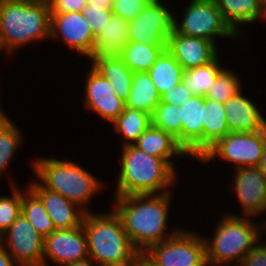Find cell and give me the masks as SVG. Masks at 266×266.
I'll return each mask as SVG.
<instances>
[{"label": "cell", "instance_id": "6da1fadb", "mask_svg": "<svg viewBox=\"0 0 266 266\" xmlns=\"http://www.w3.org/2000/svg\"><path fill=\"white\" fill-rule=\"evenodd\" d=\"M169 193L128 195L116 197L115 213L132 246L144 253L150 246L158 244L176 234L163 237L168 219Z\"/></svg>", "mask_w": 266, "mask_h": 266}, {"label": "cell", "instance_id": "7a4b0ae2", "mask_svg": "<svg viewBox=\"0 0 266 266\" xmlns=\"http://www.w3.org/2000/svg\"><path fill=\"white\" fill-rule=\"evenodd\" d=\"M116 197L156 194L172 186L175 170L165 159L150 156L134 145H123Z\"/></svg>", "mask_w": 266, "mask_h": 266}, {"label": "cell", "instance_id": "3957f363", "mask_svg": "<svg viewBox=\"0 0 266 266\" xmlns=\"http://www.w3.org/2000/svg\"><path fill=\"white\" fill-rule=\"evenodd\" d=\"M88 255L99 266L132 260L139 252L132 246L120 217L114 212L85 213L82 221Z\"/></svg>", "mask_w": 266, "mask_h": 266}, {"label": "cell", "instance_id": "277c9868", "mask_svg": "<svg viewBox=\"0 0 266 266\" xmlns=\"http://www.w3.org/2000/svg\"><path fill=\"white\" fill-rule=\"evenodd\" d=\"M50 37L47 0L37 3L0 0V41L12 51L15 47Z\"/></svg>", "mask_w": 266, "mask_h": 266}, {"label": "cell", "instance_id": "5b68a950", "mask_svg": "<svg viewBox=\"0 0 266 266\" xmlns=\"http://www.w3.org/2000/svg\"><path fill=\"white\" fill-rule=\"evenodd\" d=\"M33 165L44 188L61 194L79 207L100 189V181L73 162L44 158Z\"/></svg>", "mask_w": 266, "mask_h": 266}, {"label": "cell", "instance_id": "8992f818", "mask_svg": "<svg viewBox=\"0 0 266 266\" xmlns=\"http://www.w3.org/2000/svg\"><path fill=\"white\" fill-rule=\"evenodd\" d=\"M247 219L248 217L235 215H228L222 219L212 243L205 241L208 266H218L222 263L227 265L234 259L242 263L260 238L257 225Z\"/></svg>", "mask_w": 266, "mask_h": 266}, {"label": "cell", "instance_id": "52a82bcc", "mask_svg": "<svg viewBox=\"0 0 266 266\" xmlns=\"http://www.w3.org/2000/svg\"><path fill=\"white\" fill-rule=\"evenodd\" d=\"M143 255L154 266H208L205 239L188 231L150 246Z\"/></svg>", "mask_w": 266, "mask_h": 266}, {"label": "cell", "instance_id": "ba28073f", "mask_svg": "<svg viewBox=\"0 0 266 266\" xmlns=\"http://www.w3.org/2000/svg\"><path fill=\"white\" fill-rule=\"evenodd\" d=\"M266 151V127L256 132H230L200 159L209 161L217 155L234 162L237 168L258 166Z\"/></svg>", "mask_w": 266, "mask_h": 266}, {"label": "cell", "instance_id": "9c48e42d", "mask_svg": "<svg viewBox=\"0 0 266 266\" xmlns=\"http://www.w3.org/2000/svg\"><path fill=\"white\" fill-rule=\"evenodd\" d=\"M183 15L180 26L174 17L173 29L179 34L212 42L216 35H237L223 19L215 0H192Z\"/></svg>", "mask_w": 266, "mask_h": 266}, {"label": "cell", "instance_id": "30bf717a", "mask_svg": "<svg viewBox=\"0 0 266 266\" xmlns=\"http://www.w3.org/2000/svg\"><path fill=\"white\" fill-rule=\"evenodd\" d=\"M173 26L174 16L165 5L149 3L129 21L128 40L151 46H167Z\"/></svg>", "mask_w": 266, "mask_h": 266}, {"label": "cell", "instance_id": "8fae6325", "mask_svg": "<svg viewBox=\"0 0 266 266\" xmlns=\"http://www.w3.org/2000/svg\"><path fill=\"white\" fill-rule=\"evenodd\" d=\"M5 238L15 262L21 266H45L44 237L22 214L0 236V243Z\"/></svg>", "mask_w": 266, "mask_h": 266}, {"label": "cell", "instance_id": "7c38bea8", "mask_svg": "<svg viewBox=\"0 0 266 266\" xmlns=\"http://www.w3.org/2000/svg\"><path fill=\"white\" fill-rule=\"evenodd\" d=\"M43 256L63 266L89 257L83 225L73 229H57L44 238Z\"/></svg>", "mask_w": 266, "mask_h": 266}, {"label": "cell", "instance_id": "4fadbf2b", "mask_svg": "<svg viewBox=\"0 0 266 266\" xmlns=\"http://www.w3.org/2000/svg\"><path fill=\"white\" fill-rule=\"evenodd\" d=\"M62 35L64 42L87 57L93 52L95 36L81 12L50 15V37Z\"/></svg>", "mask_w": 266, "mask_h": 266}, {"label": "cell", "instance_id": "5bb4252c", "mask_svg": "<svg viewBox=\"0 0 266 266\" xmlns=\"http://www.w3.org/2000/svg\"><path fill=\"white\" fill-rule=\"evenodd\" d=\"M214 42L177 33L174 29L169 36L167 50L182 66L183 70L206 65L217 57Z\"/></svg>", "mask_w": 266, "mask_h": 266}, {"label": "cell", "instance_id": "9a60e30c", "mask_svg": "<svg viewBox=\"0 0 266 266\" xmlns=\"http://www.w3.org/2000/svg\"><path fill=\"white\" fill-rule=\"evenodd\" d=\"M86 83L85 103L88 108L113 122L125 108V102L116 94L111 83L93 67Z\"/></svg>", "mask_w": 266, "mask_h": 266}, {"label": "cell", "instance_id": "2e32d148", "mask_svg": "<svg viewBox=\"0 0 266 266\" xmlns=\"http://www.w3.org/2000/svg\"><path fill=\"white\" fill-rule=\"evenodd\" d=\"M235 184L245 217L266 210V176L257 166L237 168Z\"/></svg>", "mask_w": 266, "mask_h": 266}, {"label": "cell", "instance_id": "e0dca14e", "mask_svg": "<svg viewBox=\"0 0 266 266\" xmlns=\"http://www.w3.org/2000/svg\"><path fill=\"white\" fill-rule=\"evenodd\" d=\"M181 146L188 155L203 157L204 96L193 95L181 105Z\"/></svg>", "mask_w": 266, "mask_h": 266}, {"label": "cell", "instance_id": "ac0fdd59", "mask_svg": "<svg viewBox=\"0 0 266 266\" xmlns=\"http://www.w3.org/2000/svg\"><path fill=\"white\" fill-rule=\"evenodd\" d=\"M29 188L42 200L56 230L73 229L82 225L86 210L82 208L76 212V204L39 183H32Z\"/></svg>", "mask_w": 266, "mask_h": 266}, {"label": "cell", "instance_id": "d6986e66", "mask_svg": "<svg viewBox=\"0 0 266 266\" xmlns=\"http://www.w3.org/2000/svg\"><path fill=\"white\" fill-rule=\"evenodd\" d=\"M230 132H256L266 127V121L256 105L241 92L224 103Z\"/></svg>", "mask_w": 266, "mask_h": 266}, {"label": "cell", "instance_id": "ffe728a7", "mask_svg": "<svg viewBox=\"0 0 266 266\" xmlns=\"http://www.w3.org/2000/svg\"><path fill=\"white\" fill-rule=\"evenodd\" d=\"M91 60L93 68L111 83L118 97L126 102L131 91L134 72L118 54L96 56Z\"/></svg>", "mask_w": 266, "mask_h": 266}, {"label": "cell", "instance_id": "44dd1931", "mask_svg": "<svg viewBox=\"0 0 266 266\" xmlns=\"http://www.w3.org/2000/svg\"><path fill=\"white\" fill-rule=\"evenodd\" d=\"M139 150L146 152L150 156L165 159L172 167L173 163L169 158L174 155L188 154L171 134L154 127L152 124L133 144Z\"/></svg>", "mask_w": 266, "mask_h": 266}, {"label": "cell", "instance_id": "7402d4cb", "mask_svg": "<svg viewBox=\"0 0 266 266\" xmlns=\"http://www.w3.org/2000/svg\"><path fill=\"white\" fill-rule=\"evenodd\" d=\"M128 34L129 21L112 14L103 31L95 38L93 52L89 58L119 54L129 43Z\"/></svg>", "mask_w": 266, "mask_h": 266}, {"label": "cell", "instance_id": "603a6c76", "mask_svg": "<svg viewBox=\"0 0 266 266\" xmlns=\"http://www.w3.org/2000/svg\"><path fill=\"white\" fill-rule=\"evenodd\" d=\"M223 19L237 34L240 23H252L266 12L260 0H215Z\"/></svg>", "mask_w": 266, "mask_h": 266}, {"label": "cell", "instance_id": "cb8c5ba5", "mask_svg": "<svg viewBox=\"0 0 266 266\" xmlns=\"http://www.w3.org/2000/svg\"><path fill=\"white\" fill-rule=\"evenodd\" d=\"M159 103L160 95L148 72L133 73L131 91L125 107L141 110L152 116Z\"/></svg>", "mask_w": 266, "mask_h": 266}, {"label": "cell", "instance_id": "d4e9b609", "mask_svg": "<svg viewBox=\"0 0 266 266\" xmlns=\"http://www.w3.org/2000/svg\"><path fill=\"white\" fill-rule=\"evenodd\" d=\"M228 133L230 130L226 121L224 104L204 96L203 156Z\"/></svg>", "mask_w": 266, "mask_h": 266}, {"label": "cell", "instance_id": "484cf974", "mask_svg": "<svg viewBox=\"0 0 266 266\" xmlns=\"http://www.w3.org/2000/svg\"><path fill=\"white\" fill-rule=\"evenodd\" d=\"M158 94L161 96L166 90L182 82L184 70L173 55L165 49L148 71Z\"/></svg>", "mask_w": 266, "mask_h": 266}, {"label": "cell", "instance_id": "4316f807", "mask_svg": "<svg viewBox=\"0 0 266 266\" xmlns=\"http://www.w3.org/2000/svg\"><path fill=\"white\" fill-rule=\"evenodd\" d=\"M167 46L129 42L118 54L123 62L135 72H148Z\"/></svg>", "mask_w": 266, "mask_h": 266}, {"label": "cell", "instance_id": "83f0119b", "mask_svg": "<svg viewBox=\"0 0 266 266\" xmlns=\"http://www.w3.org/2000/svg\"><path fill=\"white\" fill-rule=\"evenodd\" d=\"M116 133L122 134L127 142L133 145L145 130L152 124L151 115L136 109L124 108V111L113 121ZM132 141V142H131Z\"/></svg>", "mask_w": 266, "mask_h": 266}, {"label": "cell", "instance_id": "f1b7e54d", "mask_svg": "<svg viewBox=\"0 0 266 266\" xmlns=\"http://www.w3.org/2000/svg\"><path fill=\"white\" fill-rule=\"evenodd\" d=\"M223 70L217 56L206 65L184 70L182 82L194 95L205 96Z\"/></svg>", "mask_w": 266, "mask_h": 266}, {"label": "cell", "instance_id": "f546056e", "mask_svg": "<svg viewBox=\"0 0 266 266\" xmlns=\"http://www.w3.org/2000/svg\"><path fill=\"white\" fill-rule=\"evenodd\" d=\"M21 214L44 238L56 230L42 200L30 188L28 189L27 198L22 195Z\"/></svg>", "mask_w": 266, "mask_h": 266}, {"label": "cell", "instance_id": "4dcf8cb0", "mask_svg": "<svg viewBox=\"0 0 266 266\" xmlns=\"http://www.w3.org/2000/svg\"><path fill=\"white\" fill-rule=\"evenodd\" d=\"M151 120L154 127L171 134L181 145V106L160 101L151 116Z\"/></svg>", "mask_w": 266, "mask_h": 266}, {"label": "cell", "instance_id": "1f68e13d", "mask_svg": "<svg viewBox=\"0 0 266 266\" xmlns=\"http://www.w3.org/2000/svg\"><path fill=\"white\" fill-rule=\"evenodd\" d=\"M20 137L19 131L6 116L0 119V174L20 144Z\"/></svg>", "mask_w": 266, "mask_h": 266}, {"label": "cell", "instance_id": "d6a6232c", "mask_svg": "<svg viewBox=\"0 0 266 266\" xmlns=\"http://www.w3.org/2000/svg\"><path fill=\"white\" fill-rule=\"evenodd\" d=\"M240 90L239 79L231 71L224 69L215 79V83L206 93L205 98L224 104L240 93Z\"/></svg>", "mask_w": 266, "mask_h": 266}, {"label": "cell", "instance_id": "836d02e7", "mask_svg": "<svg viewBox=\"0 0 266 266\" xmlns=\"http://www.w3.org/2000/svg\"><path fill=\"white\" fill-rule=\"evenodd\" d=\"M12 197H0V236L21 214L22 193L14 188Z\"/></svg>", "mask_w": 266, "mask_h": 266}, {"label": "cell", "instance_id": "e575fe53", "mask_svg": "<svg viewBox=\"0 0 266 266\" xmlns=\"http://www.w3.org/2000/svg\"><path fill=\"white\" fill-rule=\"evenodd\" d=\"M112 6H91L89 3L81 10L83 16L90 22L92 34L97 37L105 28L112 16Z\"/></svg>", "mask_w": 266, "mask_h": 266}, {"label": "cell", "instance_id": "d590c367", "mask_svg": "<svg viewBox=\"0 0 266 266\" xmlns=\"http://www.w3.org/2000/svg\"><path fill=\"white\" fill-rule=\"evenodd\" d=\"M149 3L146 0H112V13L130 21L140 14Z\"/></svg>", "mask_w": 266, "mask_h": 266}, {"label": "cell", "instance_id": "8d00e7d4", "mask_svg": "<svg viewBox=\"0 0 266 266\" xmlns=\"http://www.w3.org/2000/svg\"><path fill=\"white\" fill-rule=\"evenodd\" d=\"M194 94L183 83L173 86L160 96V101L175 106L184 105Z\"/></svg>", "mask_w": 266, "mask_h": 266}, {"label": "cell", "instance_id": "74e56055", "mask_svg": "<svg viewBox=\"0 0 266 266\" xmlns=\"http://www.w3.org/2000/svg\"><path fill=\"white\" fill-rule=\"evenodd\" d=\"M50 15L81 12L88 0H47Z\"/></svg>", "mask_w": 266, "mask_h": 266}, {"label": "cell", "instance_id": "f35d334b", "mask_svg": "<svg viewBox=\"0 0 266 266\" xmlns=\"http://www.w3.org/2000/svg\"><path fill=\"white\" fill-rule=\"evenodd\" d=\"M243 266H266V244H258L249 251L244 260Z\"/></svg>", "mask_w": 266, "mask_h": 266}, {"label": "cell", "instance_id": "ab89813d", "mask_svg": "<svg viewBox=\"0 0 266 266\" xmlns=\"http://www.w3.org/2000/svg\"><path fill=\"white\" fill-rule=\"evenodd\" d=\"M0 243V266H15V261L12 256L9 254V250Z\"/></svg>", "mask_w": 266, "mask_h": 266}, {"label": "cell", "instance_id": "60d3db41", "mask_svg": "<svg viewBox=\"0 0 266 266\" xmlns=\"http://www.w3.org/2000/svg\"><path fill=\"white\" fill-rule=\"evenodd\" d=\"M143 253H138L132 260L122 263L105 264L102 266H140V257Z\"/></svg>", "mask_w": 266, "mask_h": 266}, {"label": "cell", "instance_id": "b9f144b4", "mask_svg": "<svg viewBox=\"0 0 266 266\" xmlns=\"http://www.w3.org/2000/svg\"><path fill=\"white\" fill-rule=\"evenodd\" d=\"M92 261L93 260L90 257H87L85 259L78 260V261L73 262V263L65 264L63 266H91Z\"/></svg>", "mask_w": 266, "mask_h": 266}, {"label": "cell", "instance_id": "7bdbcfd3", "mask_svg": "<svg viewBox=\"0 0 266 266\" xmlns=\"http://www.w3.org/2000/svg\"><path fill=\"white\" fill-rule=\"evenodd\" d=\"M91 6H112V0H88Z\"/></svg>", "mask_w": 266, "mask_h": 266}, {"label": "cell", "instance_id": "ee69618b", "mask_svg": "<svg viewBox=\"0 0 266 266\" xmlns=\"http://www.w3.org/2000/svg\"><path fill=\"white\" fill-rule=\"evenodd\" d=\"M257 167L266 176V151H265L263 157L261 158Z\"/></svg>", "mask_w": 266, "mask_h": 266}, {"label": "cell", "instance_id": "f6af8a7d", "mask_svg": "<svg viewBox=\"0 0 266 266\" xmlns=\"http://www.w3.org/2000/svg\"><path fill=\"white\" fill-rule=\"evenodd\" d=\"M140 266H154L143 254L140 257Z\"/></svg>", "mask_w": 266, "mask_h": 266}, {"label": "cell", "instance_id": "bcb514c9", "mask_svg": "<svg viewBox=\"0 0 266 266\" xmlns=\"http://www.w3.org/2000/svg\"><path fill=\"white\" fill-rule=\"evenodd\" d=\"M7 1H13V2H25V3H37L41 2L43 0H7Z\"/></svg>", "mask_w": 266, "mask_h": 266}, {"label": "cell", "instance_id": "7dc6e473", "mask_svg": "<svg viewBox=\"0 0 266 266\" xmlns=\"http://www.w3.org/2000/svg\"><path fill=\"white\" fill-rule=\"evenodd\" d=\"M260 4L262 6V8L265 10L266 12V0H260Z\"/></svg>", "mask_w": 266, "mask_h": 266}, {"label": "cell", "instance_id": "c3c4849f", "mask_svg": "<svg viewBox=\"0 0 266 266\" xmlns=\"http://www.w3.org/2000/svg\"><path fill=\"white\" fill-rule=\"evenodd\" d=\"M148 3H154V4H159L161 3L160 0H146Z\"/></svg>", "mask_w": 266, "mask_h": 266}, {"label": "cell", "instance_id": "681fc988", "mask_svg": "<svg viewBox=\"0 0 266 266\" xmlns=\"http://www.w3.org/2000/svg\"><path fill=\"white\" fill-rule=\"evenodd\" d=\"M2 48H3V47H2V44H1V41H0V50H2Z\"/></svg>", "mask_w": 266, "mask_h": 266}]
</instances>
